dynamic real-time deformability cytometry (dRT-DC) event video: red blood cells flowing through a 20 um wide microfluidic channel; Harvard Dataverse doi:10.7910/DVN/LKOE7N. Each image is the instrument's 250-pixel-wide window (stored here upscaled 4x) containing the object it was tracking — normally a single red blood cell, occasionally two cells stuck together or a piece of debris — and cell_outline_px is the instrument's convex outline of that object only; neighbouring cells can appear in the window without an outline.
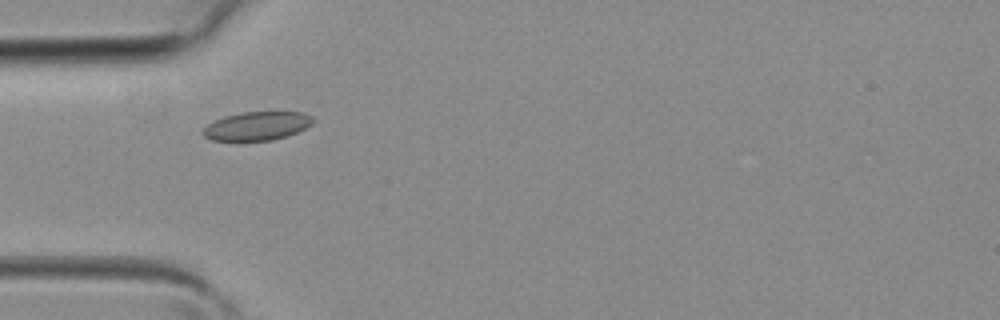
{"species": "common noctule bat (a hibernating species)", "species_latin": "Nyctalus noctula", "temperature_condition": "room temperature", "stored_images_in_passage": 2, "camera_frame_rate_fps": 3000, "um_per_image_px": 0.085, "animal": {"sex": "female", "body_mass_g": 19.3, "forearm_length_mm": 54.1}, "frame": {"image": 1, "passage_image": 2, "time_ms": 0.333, "image_size_px": [1000, 320], "cell_outline_px": [[316, 120], [312, 124], [288, 136], [272, 140], [212, 140], [204, 136], [200, 132], [208, 124], [224, 116], [244, 112], [304, 112], [312, 116]], "centroid_in_image_um": [21.87, 10.7], "position_along_channel_um": 63.1, "area_um2": 18.26}}